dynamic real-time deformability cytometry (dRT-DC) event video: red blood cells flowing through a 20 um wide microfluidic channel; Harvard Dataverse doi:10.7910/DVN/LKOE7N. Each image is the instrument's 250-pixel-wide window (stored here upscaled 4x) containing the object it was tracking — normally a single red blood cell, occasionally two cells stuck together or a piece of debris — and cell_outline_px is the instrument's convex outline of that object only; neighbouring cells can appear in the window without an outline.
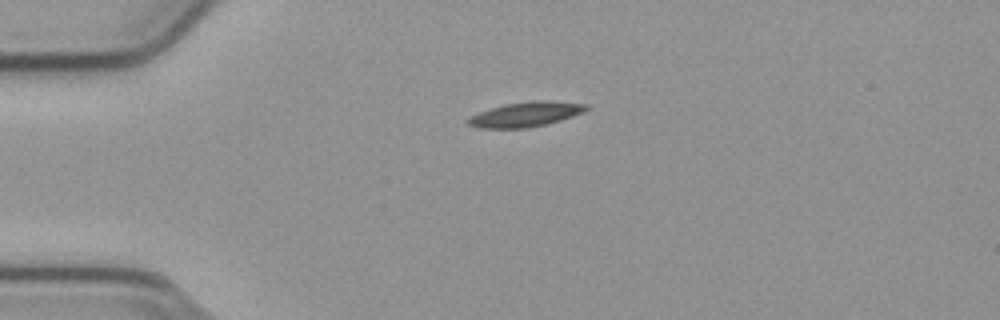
{"species": "common noctule bat (a hibernating species)", "species_latin": "Nyctalus noctula", "temperature_condition": "cold", "stored_images_in_passage": 42, "camera_frame_rate_fps": 3000, "um_per_image_px": 0.085, "animal": {"sex": "male", "body_mass_g": 23.1, "forearm_length_mm": 52.7}, "frame": {"image": 1, "passage_image": 1, "time_ms": 0.0, "image_size_px": [1000, 320], "cell_outline_px": [[588, 108], [584, 112], [560, 120], [528, 128], [476, 128], [468, 124], [464, 120], [468, 116], [504, 104], [532, 100], [552, 100], [588, 104]], "centroid_in_image_um": [44.66, 9.71], "position_along_channel_um": 40.3, "area_um2": 17.22}}
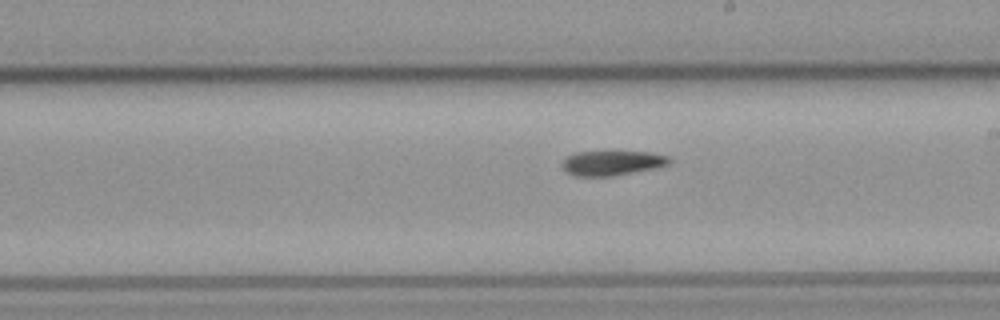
{"frame": {"image": 2, "passage_image": 19, "time_ms": 6.0, "image_size_px": [1000, 320], "cell_outline_px": [[672, 164], [612, 176], [576, 176], [568, 172], [560, 164], [568, 156], [576, 152], [616, 148], [648, 152], [668, 156], [672, 160]], "centroid_in_image_um": [52.05, 13.78], "position_along_channel_um": 237.0, "area_um2": 16.24}}
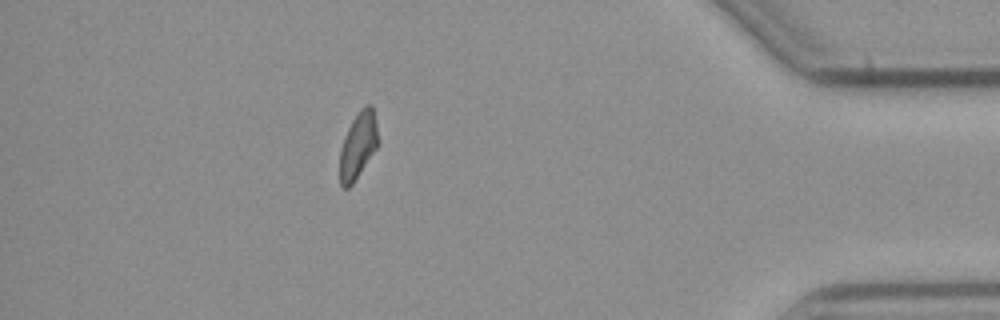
{"frame": {"image": 3, "passage_image": 36, "time_ms": 11.667, "image_size_px": [1000, 320], "cell_outline_px": [[376, 148], [352, 184], [348, 188], [344, 188], [340, 184], [340, 152], [344, 136], [352, 120], [360, 108], [364, 104], [372, 104], [376, 120]], "centroid_in_image_um": [30.41, 12.32], "position_along_channel_um": 404.8, "area_um2": 14.51}, "authors_computed_cell_mechanics": {"area_um2": 16.184, "velocity_mm_per_s": 3.787, "shape_relaxation_time_tau1_ms": 7.3361, "shape_relaxation_time_tau2_ms": null, "deformation_change_tau1": 0.1603, "deformation_change_tau2": null}}